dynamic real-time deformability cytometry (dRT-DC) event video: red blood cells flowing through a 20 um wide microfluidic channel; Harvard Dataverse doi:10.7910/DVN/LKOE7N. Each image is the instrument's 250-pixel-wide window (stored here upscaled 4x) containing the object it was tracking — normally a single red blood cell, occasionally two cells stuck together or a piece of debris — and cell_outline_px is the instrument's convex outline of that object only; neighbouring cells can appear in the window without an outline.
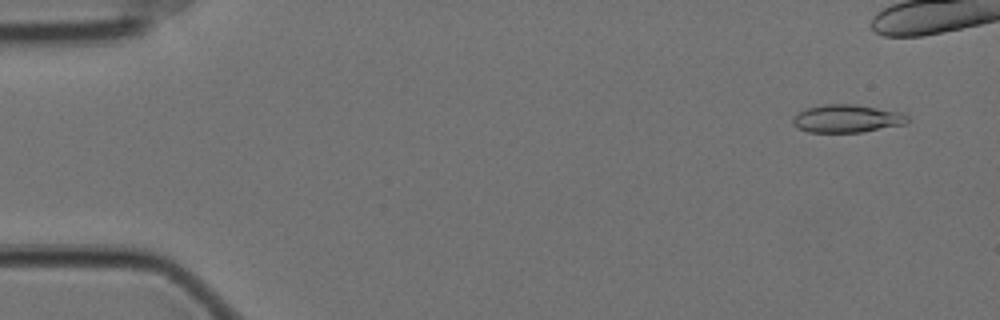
{"species": "Egyptian fruit bat (a non-hibernating species)", "species_latin": "Rousettus aegyptiacus", "temperature_condition": "cold", "stored_images_in_passage": 48, "camera_frame_rate_fps": 3000, "um_per_image_px": 0.085, "animal": {"sex": "female"}, "frame": {"image": 1, "passage_image": 4, "time_ms": 1.0, "image_size_px": [1000, 320], "cell_outline_px": [[908, 120], [904, 124], [860, 132], [808, 132], [796, 128], [792, 124], [792, 116], [808, 108], [824, 104], [856, 104], [900, 112], [908, 116]], "centroid_in_image_um": [71.94, 10.08], "position_along_channel_um": 13.1, "area_um2": 18.55}}
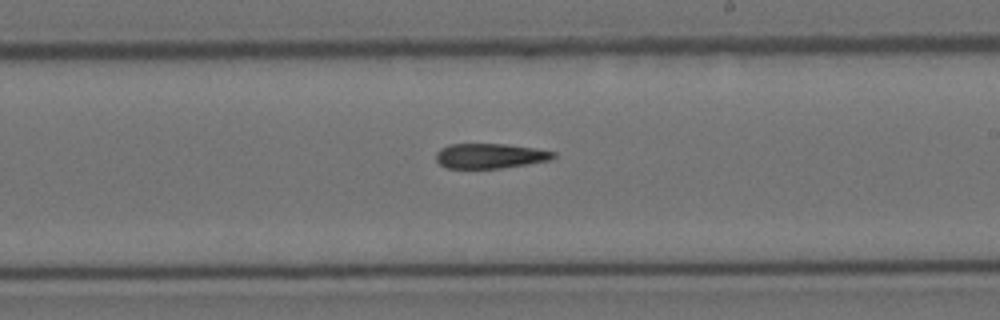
{"frame": {"image": 2, "passage_image": 34, "time_ms": 11.0, "image_size_px": [1000, 320], "cell_outline_px": [[556, 156], [548, 160], [528, 164], [500, 168], [448, 168], [440, 164], [436, 160], [436, 152], [440, 148], [448, 144], [504, 144], [536, 148], [556, 152]], "centroid_in_image_um": [41.64, 13.24], "position_along_channel_um": 247.4, "area_um2": 17.05}}
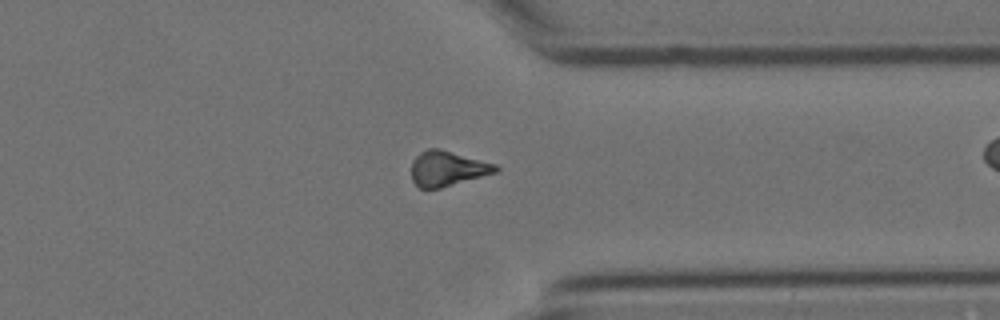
{"frame": {"image": 3, "passage_image": 45, "time_ms": 14.667, "image_size_px": [1000, 320], "cell_outline_px": [[500, 172], [440, 188], [420, 188], [412, 180], [412, 160], [420, 152], [428, 148], [440, 148], [496, 164], [500, 168]], "centroid_in_image_um": [38.07, 14.32], "position_along_channel_um": 373.3, "area_um2": 17.4}}